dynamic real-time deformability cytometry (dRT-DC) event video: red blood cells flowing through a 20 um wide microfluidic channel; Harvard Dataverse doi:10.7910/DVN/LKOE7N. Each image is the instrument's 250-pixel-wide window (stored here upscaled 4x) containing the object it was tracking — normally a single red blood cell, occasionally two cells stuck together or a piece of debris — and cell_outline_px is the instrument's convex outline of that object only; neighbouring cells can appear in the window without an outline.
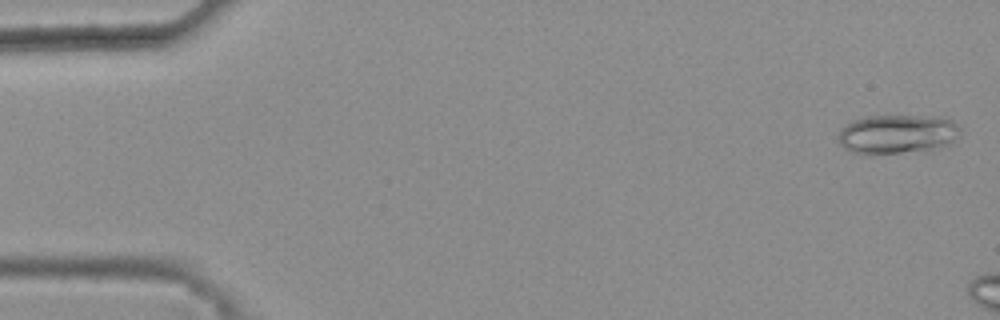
{"species": "common noctule bat (a hibernating species)", "species_latin": "Nyctalus noctula", "temperature_condition": "warm", "stored_images_in_passage": 9, "camera_frame_rate_fps": 3000, "um_per_image_px": 0.085, "animal": {"sex": "female", "body_mass_g": 25.1}, "frame": {"image": 1, "passage_image": 1, "time_ms": 0.0, "image_size_px": [1000, 320], "cell_outline_px": [[960, 136], [948, 144], [928, 152], [872, 156], [864, 156], [852, 152], [844, 148], [840, 144], [836, 136], [840, 128], [852, 120], [864, 116], [940, 116], [952, 120], [960, 128]], "centroid_in_image_um": [76.24, 11.45], "position_along_channel_um": 8.8, "area_um2": 29.25}}